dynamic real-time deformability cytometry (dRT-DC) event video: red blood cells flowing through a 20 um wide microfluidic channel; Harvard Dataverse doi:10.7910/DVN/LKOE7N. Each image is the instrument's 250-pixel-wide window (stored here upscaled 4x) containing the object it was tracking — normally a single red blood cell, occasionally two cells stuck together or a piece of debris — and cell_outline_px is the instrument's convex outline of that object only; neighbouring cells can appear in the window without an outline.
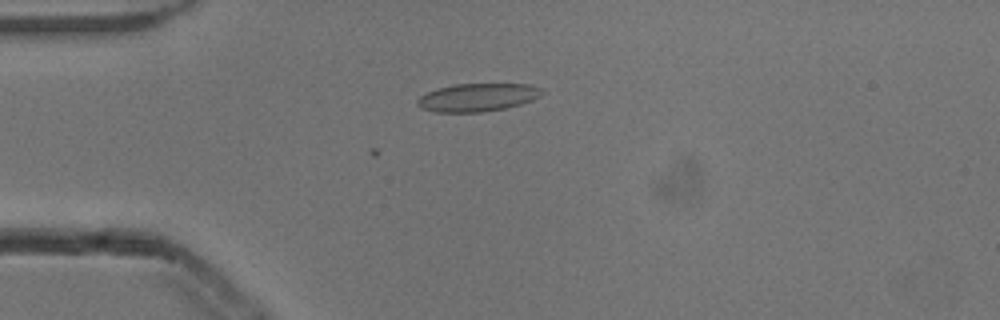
{"species": "common noctule bat (a hibernating species)", "species_latin": "Nyctalus noctula", "temperature_condition": "cold", "stored_images_in_passage": 2, "camera_frame_rate_fps": 3000, "um_per_image_px": 0.085, "animal": {"sex": "male", "body_mass_g": 13.3}, "frame": {"image": 1, "passage_image": 2, "time_ms": 0.333, "image_size_px": [1000, 320], "cell_outline_px": [[544, 92], [540, 96], [532, 100], [520, 104], [504, 108], [480, 112], [436, 112], [420, 108], [416, 104], [416, 100], [420, 96], [436, 88], [452, 84], [528, 84], [540, 88]], "centroid_in_image_um": [40.55, 8.27], "position_along_channel_um": 44.5, "area_um2": 20.35}}